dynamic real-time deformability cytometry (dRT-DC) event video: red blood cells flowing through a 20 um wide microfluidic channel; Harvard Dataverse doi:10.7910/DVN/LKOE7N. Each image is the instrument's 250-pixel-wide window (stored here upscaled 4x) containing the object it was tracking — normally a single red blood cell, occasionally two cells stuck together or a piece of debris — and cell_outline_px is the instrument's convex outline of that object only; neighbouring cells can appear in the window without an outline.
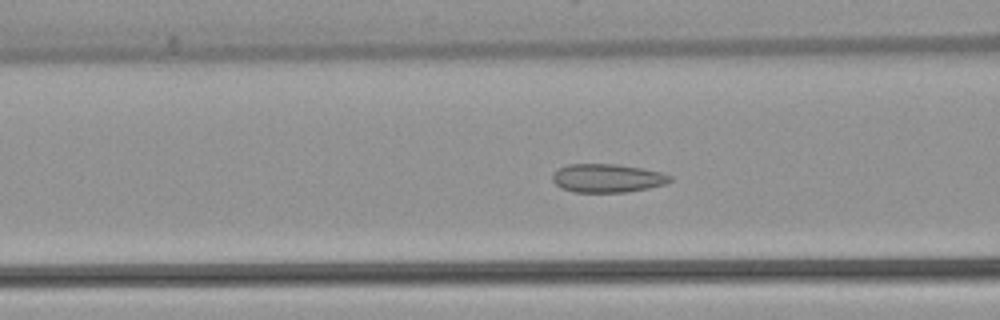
{"species": "common noctule bat (a hibernating species)", "species_latin": "Nyctalus noctula", "temperature_condition": "warm", "stored_images_in_passage": 54, "camera_frame_rate_fps": 3000, "um_per_image_px": 0.085, "animal": {"sex": "female", "body_mass_g": 22.7, "forearm_length_mm": 54.2}, "frame": {"image": 1, "passage_image": 21, "time_ms": 6.667, "image_size_px": [1000, 320], "cell_outline_px": [[672, 180], [664, 184], [648, 188], [628, 192], [572, 192], [560, 188], [552, 180], [552, 172], [568, 164], [616, 164], [644, 168], [660, 172], [672, 176]], "centroid_in_image_um": [51.6, 15.14], "position_along_channel_um": 115.0, "area_um2": 19.65}}
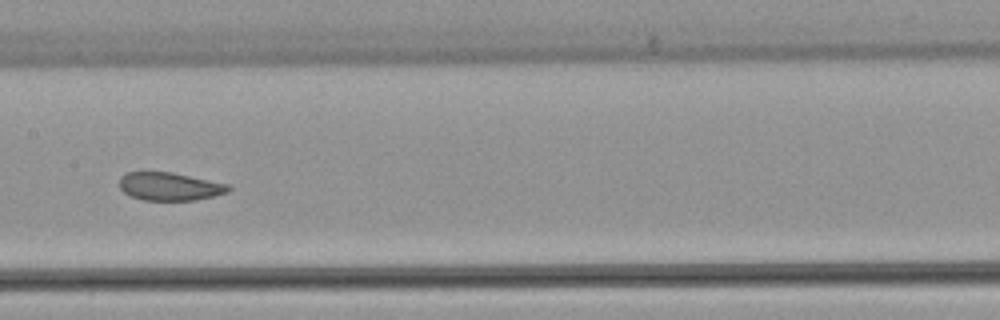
{"frame": {"image": 2, "passage_image": 27, "time_ms": 8.667, "image_size_px": [1000, 320], "cell_outline_px": [[232, 188], [228, 192], [196, 200], [144, 200], [132, 196], [124, 192], [120, 188], [120, 176], [124, 172], [172, 172], [228, 184]], "centroid_in_image_um": [14.41, 15.84], "position_along_channel_um": 193.0, "area_um2": 17.74}}
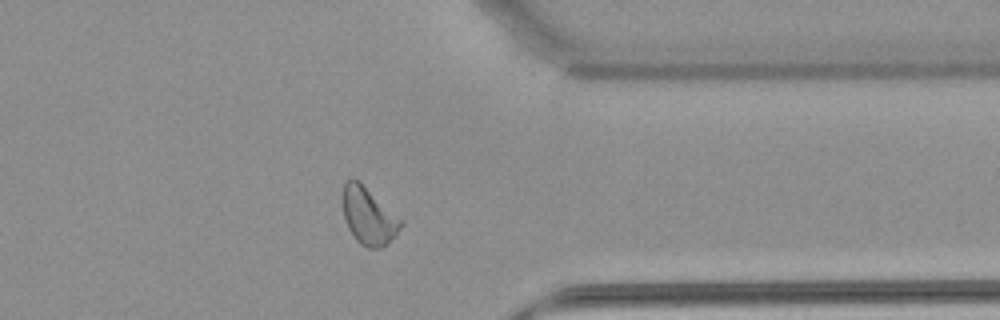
{"frame": {"image": 3, "passage_image": 42, "time_ms": 13.667, "image_size_px": [1000, 320], "cell_outline_px": [[404, 224], [380, 248], [368, 248], [360, 244], [356, 240], [348, 228], [344, 216], [344, 184], [348, 180], [360, 180], [404, 220]], "centroid_in_image_um": [31.35, 18.34], "position_along_channel_um": 380.0, "area_um2": 19.13}, "authors_computed_cell_mechanics": {"area_um2": 20.6924, "velocity_mm_per_s": 3.9058, "shape_relaxation_time_tau1_ms": 5.6553, "shape_relaxation_time_tau2_ms": 1.2641, "deformation_change_tau1": 0.1003, "deformation_change_tau2": 0.073}}